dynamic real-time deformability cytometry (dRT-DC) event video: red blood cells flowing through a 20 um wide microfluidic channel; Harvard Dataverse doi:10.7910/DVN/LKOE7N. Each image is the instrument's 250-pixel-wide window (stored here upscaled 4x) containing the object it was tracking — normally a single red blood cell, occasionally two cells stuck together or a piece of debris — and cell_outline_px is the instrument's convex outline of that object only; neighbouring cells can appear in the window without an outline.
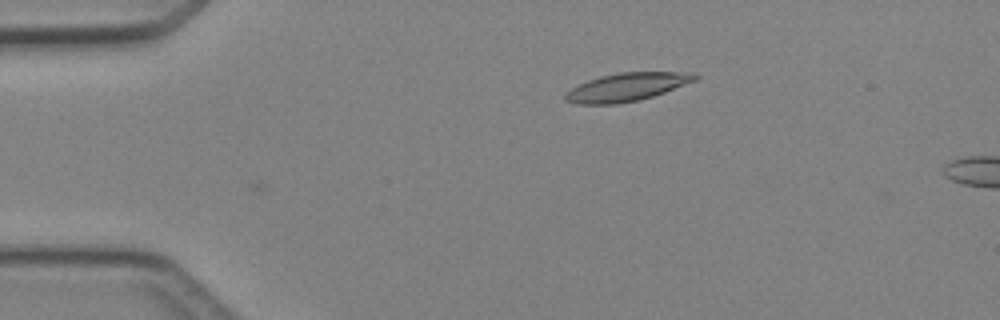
{"species": "Egyptian fruit bat (a non-hibernating species)", "species_latin": "Rousettus aegyptiacus", "temperature_condition": "cold", "stored_images_in_passage": 2, "camera_frame_rate_fps": 3000, "um_per_image_px": 0.085, "animal": {"sex": "female"}, "frame": {"image": 1, "passage_image": 2, "time_ms": 0.333, "image_size_px": [1000, 320], "cell_outline_px": [[700, 76], [696, 80], [664, 92], [640, 100], [616, 104], [576, 104], [564, 100], [564, 92], [588, 80], [600, 76], [620, 72], [696, 72]], "centroid_in_image_um": [53.27, 7.4], "position_along_channel_um": 31.7, "area_um2": 21.33}}